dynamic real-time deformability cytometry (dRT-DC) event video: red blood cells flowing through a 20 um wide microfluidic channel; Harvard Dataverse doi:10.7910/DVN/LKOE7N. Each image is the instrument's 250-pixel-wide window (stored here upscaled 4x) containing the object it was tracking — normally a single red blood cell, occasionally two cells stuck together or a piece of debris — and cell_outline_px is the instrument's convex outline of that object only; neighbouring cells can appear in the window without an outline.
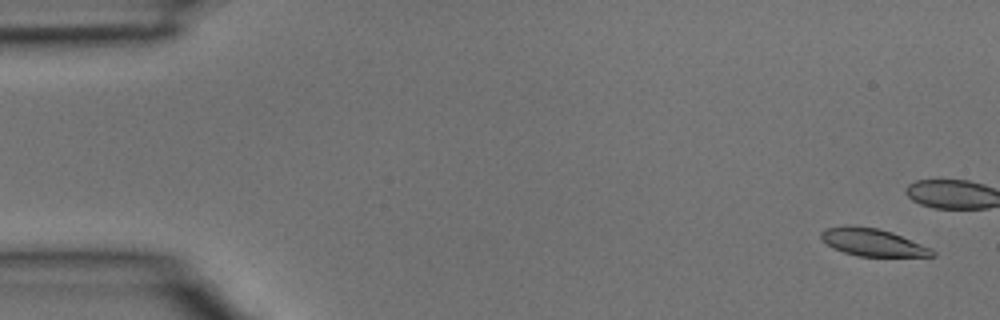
{"species": "common noctule bat (a hibernating species)", "species_latin": "Nyctalus noctula", "temperature_condition": "room temperature", "stored_images_in_passage": 5, "camera_frame_rate_fps": 3000, "um_per_image_px": 0.085, "animal": {"sex": "male", "body_mass_g": 15.6}, "frame": {"image": 1, "passage_image": 1, "time_ms": 0.0, "image_size_px": [1000, 320], "cell_outline_px": [[936, 256], [856, 256], [844, 252], [828, 244], [820, 236], [820, 232], [824, 228], [876, 228], [892, 232], [932, 248], [936, 252]], "centroid_in_image_um": [74.27, 20.64], "position_along_channel_um": 10.7, "area_um2": 17.05}}
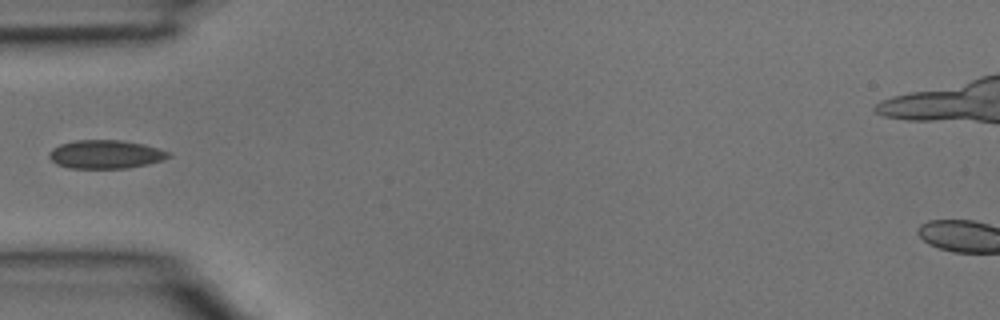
{"frame": {"image": 2, "passage_image": 5, "time_ms": 1.333, "image_size_px": [1000, 320], "cell_outline_px": [[172, 156], [148, 164], [128, 168], [68, 168], [56, 164], [48, 156], [48, 152], [52, 148], [60, 144], [76, 140], [120, 140], [144, 144], [160, 148], [172, 152]], "centroid_in_image_um": [8.98, 13.11], "position_along_channel_um": 76.0, "area_um2": 20.0}}